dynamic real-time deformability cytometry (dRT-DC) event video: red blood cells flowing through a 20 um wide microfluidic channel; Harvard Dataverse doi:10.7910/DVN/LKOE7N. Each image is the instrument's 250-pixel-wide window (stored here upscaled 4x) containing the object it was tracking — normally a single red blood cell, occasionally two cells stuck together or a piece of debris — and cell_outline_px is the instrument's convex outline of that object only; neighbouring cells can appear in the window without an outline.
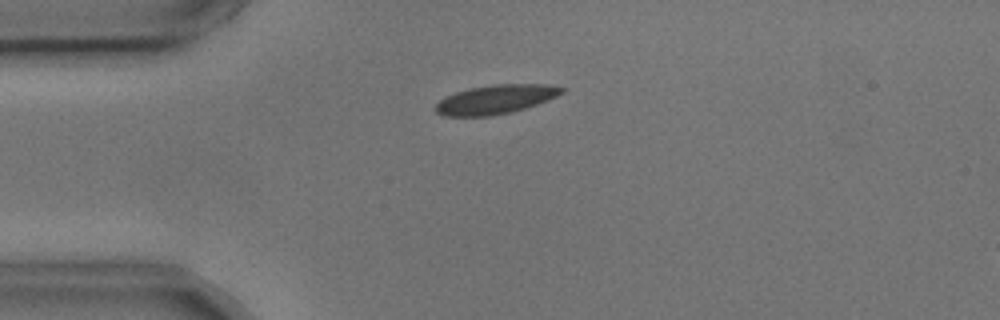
{"species": "common noctule bat (a hibernating species)", "species_latin": "Nyctalus noctula", "temperature_condition": "cold", "stored_images_in_passage": 4, "camera_frame_rate_fps": 3000, "um_per_image_px": 0.085, "animal": {"sex": "male", "body_mass_g": 17.9, "forearm_length_mm": 54.2}, "frame": {"image": 1, "passage_image": 4, "time_ms": 1.0, "image_size_px": [1000, 320], "cell_outline_px": [[568, 88], [564, 92], [548, 100], [524, 108], [492, 116], [444, 116], [436, 112], [436, 104], [444, 96], [468, 88], [492, 84], [552, 84]], "centroid_in_image_um": [42.15, 8.43], "position_along_channel_um": 42.9, "area_um2": 21.44}}